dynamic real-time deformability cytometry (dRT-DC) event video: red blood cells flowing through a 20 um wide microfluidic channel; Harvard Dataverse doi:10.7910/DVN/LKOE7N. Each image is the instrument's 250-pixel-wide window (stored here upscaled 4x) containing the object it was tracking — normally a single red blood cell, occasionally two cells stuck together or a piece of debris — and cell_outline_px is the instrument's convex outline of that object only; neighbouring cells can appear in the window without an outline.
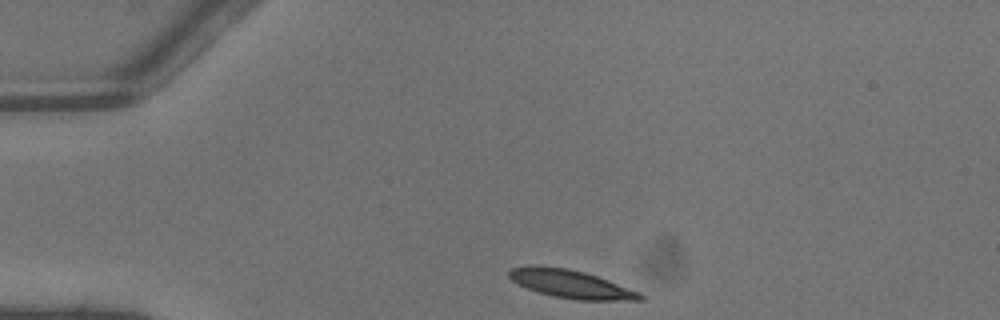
{"species": "common noctule bat (a hibernating species)", "species_latin": "Nyctalus noctula", "temperature_condition": "warm", "stored_images_in_passage": 2, "camera_frame_rate_fps": 3000, "um_per_image_px": 0.085, "animal": {"sex": "male", "body_mass_g": 13.3}, "frame": {"image": 1, "passage_image": 1, "time_ms": 0.0, "image_size_px": [1000, 320], "cell_outline_px": [[644, 300], [576, 300], [552, 296], [536, 292], [512, 280], [508, 276], [508, 272], [512, 268], [528, 264], [568, 268], [584, 272], [608, 280], [640, 292], [644, 296]], "centroid_in_image_um": [48.5, 24.13], "position_along_channel_um": 36.5, "area_um2": 21.56}}